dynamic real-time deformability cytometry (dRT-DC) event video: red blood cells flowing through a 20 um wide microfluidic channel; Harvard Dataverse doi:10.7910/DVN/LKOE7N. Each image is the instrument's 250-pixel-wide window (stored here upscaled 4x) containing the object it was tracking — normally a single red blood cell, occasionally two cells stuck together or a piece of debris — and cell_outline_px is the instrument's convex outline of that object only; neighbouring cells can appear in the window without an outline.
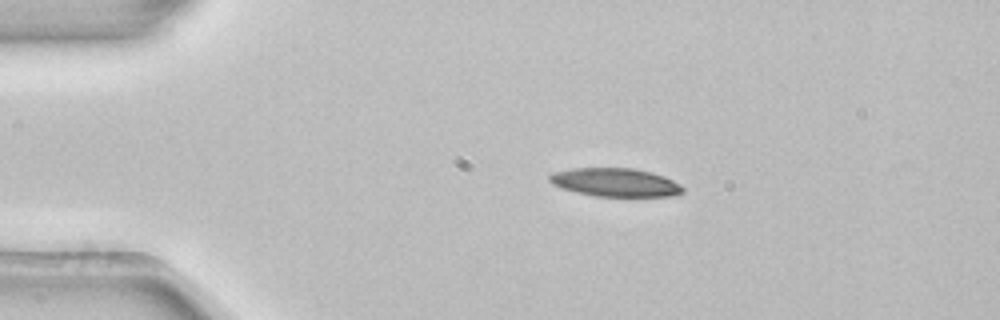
{"species": "common noctule bat (a hibernating species)", "species_latin": "Nyctalus noctula", "temperature_condition": "room temperature", "stored_images_in_passage": 3, "camera_frame_rate_fps": 3000, "um_per_image_px": 0.085, "animal": {"sex": "female", "body_mass_g": 22.7, "forearm_length_mm": 54.2}, "frame": {"image": 1, "passage_image": 2, "time_ms": 0.333, "image_size_px": [1000, 320], "cell_outline_px": [[684, 192], [676, 196], [596, 196], [576, 192], [552, 184], [548, 180], [548, 176], [552, 172], [572, 168], [632, 168], [652, 172], [664, 176], [680, 184], [684, 188]], "centroid_in_image_um": [52.31, 15.5], "position_along_channel_um": 32.7, "area_um2": 22.14}}